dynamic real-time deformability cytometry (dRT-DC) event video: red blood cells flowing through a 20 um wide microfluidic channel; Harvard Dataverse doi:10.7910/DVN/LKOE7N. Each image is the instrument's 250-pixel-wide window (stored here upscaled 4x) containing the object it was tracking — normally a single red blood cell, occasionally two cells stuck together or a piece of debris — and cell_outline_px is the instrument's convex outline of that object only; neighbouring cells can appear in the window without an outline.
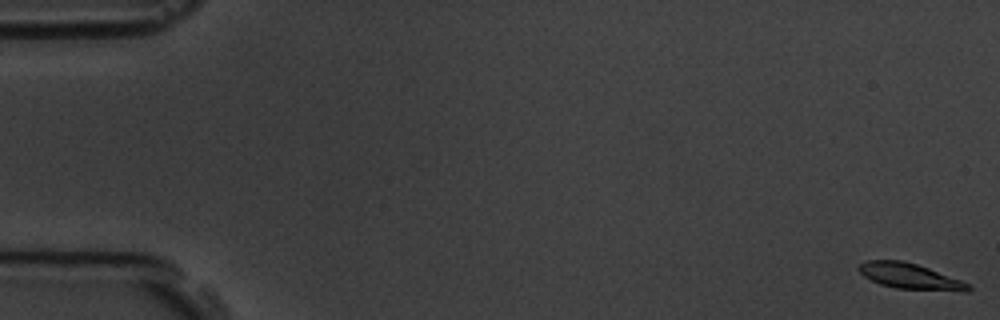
{"species": "common noctule bat (a hibernating species)", "species_latin": "Nyctalus noctula", "temperature_condition": "room temperature", "stored_images_in_passage": 58, "camera_frame_rate_fps": 3000, "um_per_image_px": 0.085, "animal": {"sex": "male", "body_mass_g": 19.5, "forearm_length_mm": 54.6}, "frame": {"image": 1, "passage_image": 1, "time_ms": 0.0, "image_size_px": [1000, 320], "cell_outline_px": [[972, 288], [968, 292], [960, 292], [896, 288], [880, 284], [864, 276], [856, 268], [864, 260], [904, 260], [928, 268], [972, 284]], "centroid_in_image_um": [77.39, 23.49], "position_along_channel_um": 7.6, "area_um2": 16.59}}
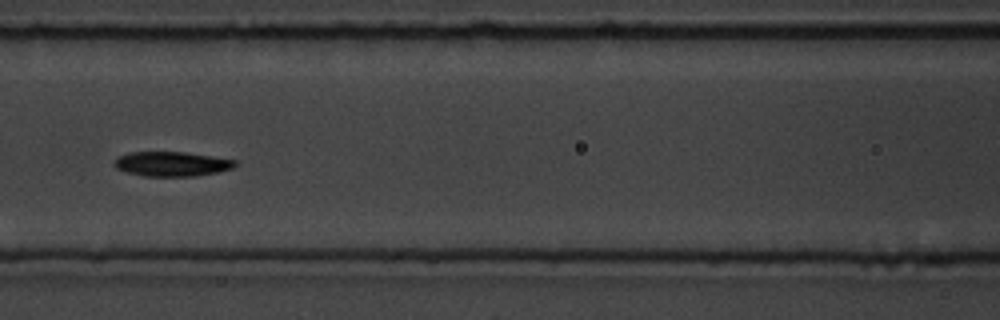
{"frame": {"image": 2, "passage_image": 26, "time_ms": 8.333, "image_size_px": [1000, 320], "cell_outline_px": [[236, 164], [232, 168], [216, 172], [196, 176], [144, 176], [128, 172], [116, 168], [112, 164], [120, 156], [128, 152], [184, 152], [236, 160]], "centroid_in_image_um": [14.58, 13.93], "position_along_channel_um": 152.0, "area_um2": 17.11}}
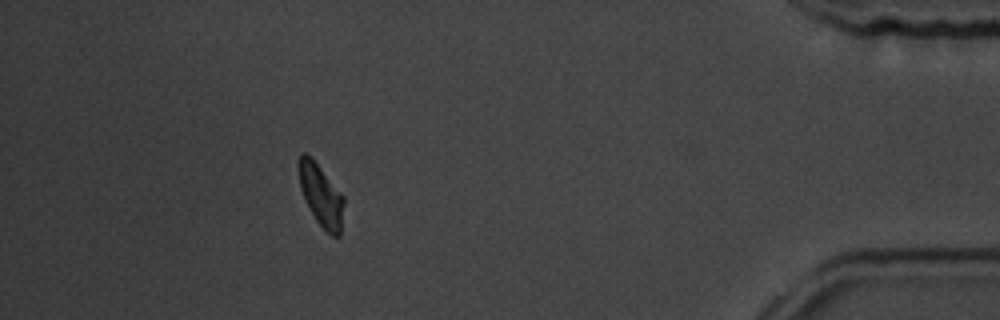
{"frame": {"image": 3, "passage_image": 52, "time_ms": 17.0, "image_size_px": [1000, 320], "cell_outline_px": [[344, 204], [340, 236], [332, 236], [316, 220], [304, 200], [300, 188], [300, 152], [304, 152], [320, 168], [344, 196]], "centroid_in_image_um": [27.31, 16.66], "position_along_channel_um": 407.9, "area_um2": 15.72}, "authors_computed_cell_mechanics": {"area_um2": 17.0221, "velocity_mm_per_s": 3.5681, "shape_relaxation_time_tau1_ms": 2.9087, "shape_relaxation_time_tau2_ms": 10.1824, "deformation_change_tau1": 0.1073, "deformation_change_tau2": 0.1338}}